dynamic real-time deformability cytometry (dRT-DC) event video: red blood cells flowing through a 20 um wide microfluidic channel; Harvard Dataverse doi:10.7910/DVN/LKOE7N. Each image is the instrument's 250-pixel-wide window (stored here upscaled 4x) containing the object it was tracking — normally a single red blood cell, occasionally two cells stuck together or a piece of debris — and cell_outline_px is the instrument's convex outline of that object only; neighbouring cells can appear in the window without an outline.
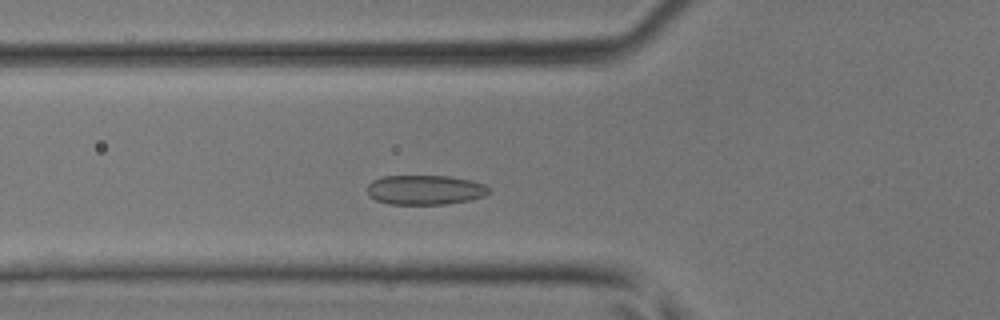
{"species": "common noctule bat (a hibernating species)", "species_latin": "Nyctalus noctula", "temperature_condition": "room temperature", "stored_images_in_passage": 38, "camera_frame_rate_fps": 3000, "um_per_image_px": 0.085, "animal": {"sex": "male", "body_mass_g": 17.9, "forearm_length_mm": 54.2}, "frame": {"image": 1, "passage_image": 10, "time_ms": 3.0, "image_size_px": [1000, 320], "cell_outline_px": [[488, 192], [484, 196], [468, 200], [448, 204], [388, 204], [376, 200], [368, 196], [368, 184], [372, 180], [384, 176], [448, 176], [472, 180], [484, 184], [488, 188]], "centroid_in_image_um": [36.1, 16.14], "position_along_channel_um": 89.7, "area_um2": 20.98}}
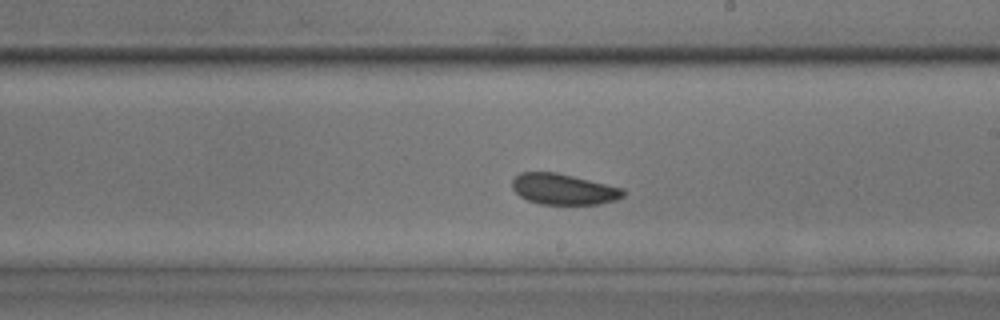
{"frame": {"image": 2, "passage_image": 20, "time_ms": 6.333, "image_size_px": [1000, 320], "cell_outline_px": [[624, 196], [616, 200], [600, 204], [540, 204], [528, 200], [520, 196], [512, 188], [512, 180], [520, 172], [556, 172], [624, 188]], "centroid_in_image_um": [47.9, 16.08], "position_along_channel_um": 241.1, "area_um2": 19.94}}
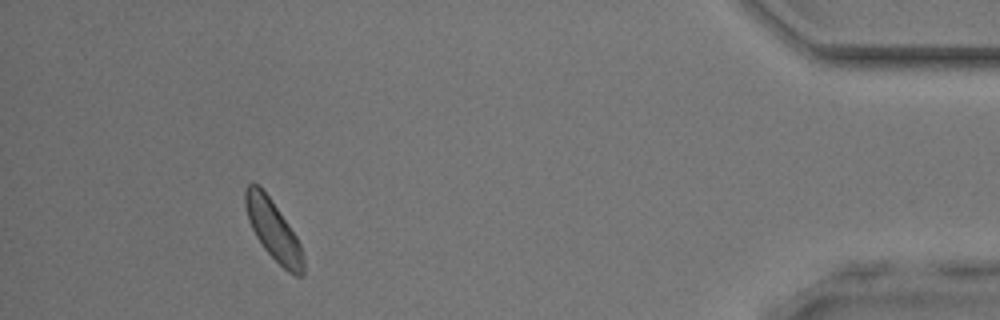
{"frame": {"image": 3, "passage_image": 35, "time_ms": 11.333, "image_size_px": [1000, 320], "cell_outline_px": [[304, 272], [300, 276], [296, 276], [288, 272], [264, 248], [256, 236], [248, 220], [244, 204], [244, 188], [248, 184], [260, 184], [288, 224], [296, 236], [300, 244], [304, 260]], "centroid_in_image_um": [23.21, 19.53], "position_along_channel_um": 412.0, "area_um2": 20.0}}